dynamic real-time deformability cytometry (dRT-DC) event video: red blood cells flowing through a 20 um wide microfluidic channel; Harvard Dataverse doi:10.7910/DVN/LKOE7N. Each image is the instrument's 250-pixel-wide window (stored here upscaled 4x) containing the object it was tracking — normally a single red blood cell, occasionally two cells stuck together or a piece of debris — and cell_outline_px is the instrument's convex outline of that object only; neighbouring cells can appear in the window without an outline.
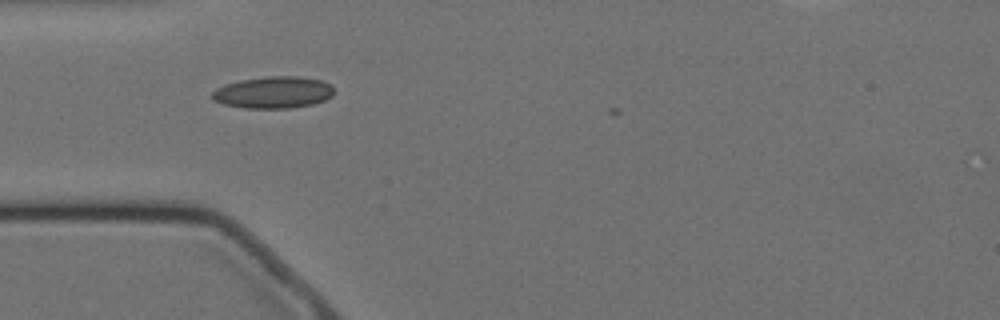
{"species": "Egyptian fruit bat (a non-hibernating species)", "species_latin": "Rousettus aegyptiacus", "temperature_condition": "cold", "stored_images_in_passage": 5, "camera_frame_rate_fps": 3000, "um_per_image_px": 0.085, "animal": {"sex": "female"}, "frame": {"image": 1, "passage_image": 1, "time_ms": 0.0, "image_size_px": [1000, 320], "cell_outline_px": [[332, 96], [324, 100], [312, 104], [288, 108], [244, 108], [224, 104], [216, 100], [212, 96], [212, 92], [216, 88], [224, 84], [240, 80], [272, 76], [296, 76], [320, 80], [332, 84]], "centroid_in_image_um": [23.23, 7.85], "position_along_channel_um": 61.8, "area_um2": 22.37}}
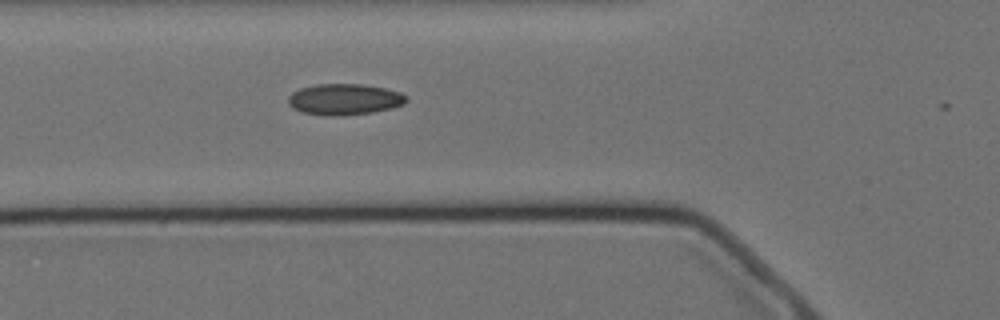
{"frame": {"image": 2, "passage_image": 4, "time_ms": 1.0, "image_size_px": [1000, 320], "cell_outline_px": [[408, 100], [404, 104], [392, 108], [372, 112], [336, 116], [324, 116], [300, 112], [292, 108], [288, 104], [288, 96], [292, 92], [300, 88], [316, 84], [364, 84], [384, 88], [400, 92], [408, 96]], "centroid_in_image_um": [29.26, 8.44], "position_along_channel_um": 96.5, "area_um2": 21.68}}